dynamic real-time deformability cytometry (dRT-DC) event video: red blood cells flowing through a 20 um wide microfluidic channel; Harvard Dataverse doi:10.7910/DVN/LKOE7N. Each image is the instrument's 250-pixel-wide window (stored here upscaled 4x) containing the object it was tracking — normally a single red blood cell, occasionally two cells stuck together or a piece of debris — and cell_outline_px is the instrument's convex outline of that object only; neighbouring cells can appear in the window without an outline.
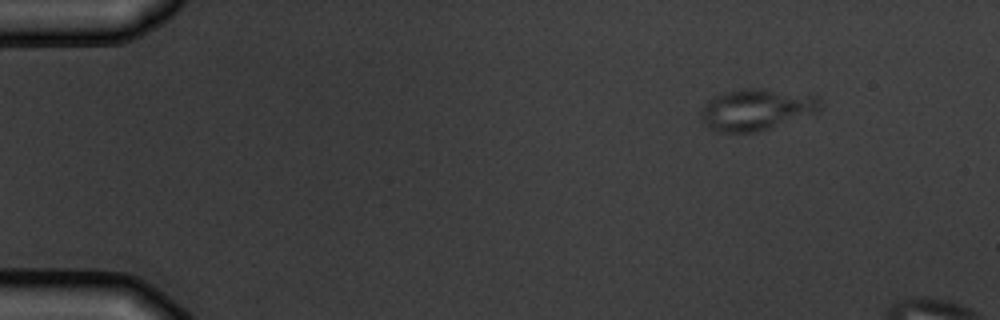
{"species": "common noctule bat (a hibernating species)", "species_latin": "Nyctalus noctula", "temperature_condition": "warm", "stored_images_in_passage": 4, "camera_frame_rate_fps": 3000, "um_per_image_px": 0.085, "animal": {"sex": "male", "body_mass_g": 19.5, "forearm_length_mm": 54.6}, "frame": {"image": 1, "passage_image": 1, "time_ms": 0.0, "image_size_px": [1000, 320], "cell_outline_px": [[820, 112], [756, 132], [720, 132], [704, 124], [700, 116], [700, 112], [704, 104], [708, 100], [724, 92], [744, 88], [764, 88], [820, 96]], "centroid_in_image_um": [64.32, 9.29], "position_along_channel_um": 20.7, "area_um2": 28.9}}